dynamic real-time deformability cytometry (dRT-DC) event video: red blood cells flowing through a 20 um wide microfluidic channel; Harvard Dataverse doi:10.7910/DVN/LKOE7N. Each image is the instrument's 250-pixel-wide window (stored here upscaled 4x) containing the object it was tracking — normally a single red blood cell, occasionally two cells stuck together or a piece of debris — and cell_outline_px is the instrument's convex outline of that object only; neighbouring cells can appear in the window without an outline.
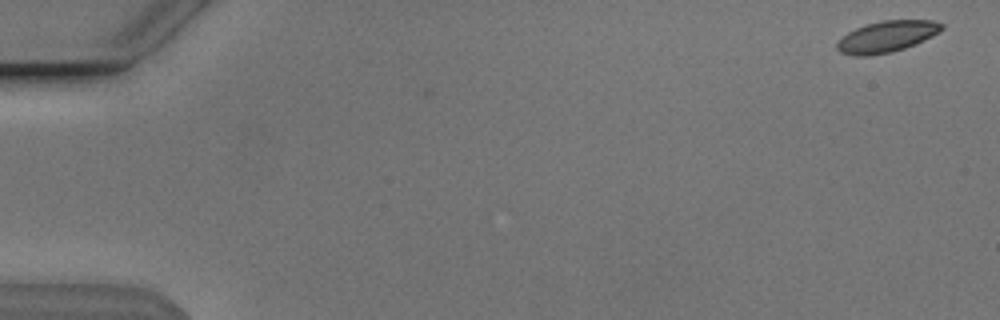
{"species": "Egyptian fruit bat (a non-hibernating species)", "species_latin": "Rousettus aegyptiacus", "temperature_condition": "cold", "stored_images_in_passage": 2, "camera_frame_rate_fps": 3000, "um_per_image_px": 0.085, "animal": {"sex": "male"}, "frame": {"image": 1, "passage_image": 2, "time_ms": 0.333, "image_size_px": [1000, 320], "cell_outline_px": [[944, 28], [940, 32], [924, 40], [904, 48], [892, 52], [868, 56], [856, 56], [840, 52], [836, 48], [836, 44], [848, 32], [856, 28], [868, 24], [884, 20], [932, 20], [944, 24]], "centroid_in_image_um": [75.4, 3.11], "position_along_channel_um": 9.6, "area_um2": 18.96}}